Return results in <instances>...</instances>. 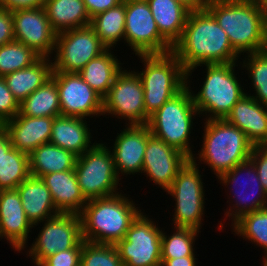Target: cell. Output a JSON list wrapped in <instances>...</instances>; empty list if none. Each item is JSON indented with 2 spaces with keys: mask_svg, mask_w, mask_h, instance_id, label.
Listing matches in <instances>:
<instances>
[{
  "mask_svg": "<svg viewBox=\"0 0 267 266\" xmlns=\"http://www.w3.org/2000/svg\"><path fill=\"white\" fill-rule=\"evenodd\" d=\"M171 52L186 71V80L197 66L233 63L240 57L232 48L227 34L207 9L189 13L182 35Z\"/></svg>",
  "mask_w": 267,
  "mask_h": 266,
  "instance_id": "cell-1",
  "label": "cell"
},
{
  "mask_svg": "<svg viewBox=\"0 0 267 266\" xmlns=\"http://www.w3.org/2000/svg\"><path fill=\"white\" fill-rule=\"evenodd\" d=\"M125 195L121 192L88 200L79 214L85 241L116 245L125 238L131 223L142 211Z\"/></svg>",
  "mask_w": 267,
  "mask_h": 266,
  "instance_id": "cell-2",
  "label": "cell"
},
{
  "mask_svg": "<svg viewBox=\"0 0 267 266\" xmlns=\"http://www.w3.org/2000/svg\"><path fill=\"white\" fill-rule=\"evenodd\" d=\"M206 9L213 15L240 54L263 51L266 41L265 14L256 3L210 0Z\"/></svg>",
  "mask_w": 267,
  "mask_h": 266,
  "instance_id": "cell-3",
  "label": "cell"
},
{
  "mask_svg": "<svg viewBox=\"0 0 267 266\" xmlns=\"http://www.w3.org/2000/svg\"><path fill=\"white\" fill-rule=\"evenodd\" d=\"M202 148L191 158L204 162L218 178L237 164L250 159L254 145L246 134L225 119L204 120Z\"/></svg>",
  "mask_w": 267,
  "mask_h": 266,
  "instance_id": "cell-4",
  "label": "cell"
},
{
  "mask_svg": "<svg viewBox=\"0 0 267 266\" xmlns=\"http://www.w3.org/2000/svg\"><path fill=\"white\" fill-rule=\"evenodd\" d=\"M190 81L186 86L165 102L149 118L148 126L155 137L182 151L190 159L195 156L190 146L194 117L199 115L191 94Z\"/></svg>",
  "mask_w": 267,
  "mask_h": 266,
  "instance_id": "cell-5",
  "label": "cell"
},
{
  "mask_svg": "<svg viewBox=\"0 0 267 266\" xmlns=\"http://www.w3.org/2000/svg\"><path fill=\"white\" fill-rule=\"evenodd\" d=\"M236 64L237 62L202 64L206 67L202 88L196 94L191 90L199 117L205 114L206 120L225 119L233 106L246 94L236 77Z\"/></svg>",
  "mask_w": 267,
  "mask_h": 266,
  "instance_id": "cell-6",
  "label": "cell"
},
{
  "mask_svg": "<svg viewBox=\"0 0 267 266\" xmlns=\"http://www.w3.org/2000/svg\"><path fill=\"white\" fill-rule=\"evenodd\" d=\"M144 64L139 75L144 89L145 112L150 117L186 86V71L172 53L137 55Z\"/></svg>",
  "mask_w": 267,
  "mask_h": 266,
  "instance_id": "cell-7",
  "label": "cell"
},
{
  "mask_svg": "<svg viewBox=\"0 0 267 266\" xmlns=\"http://www.w3.org/2000/svg\"><path fill=\"white\" fill-rule=\"evenodd\" d=\"M111 147L95 143L88 151L78 156L75 173L85 199L92 200L119 193V177L115 170Z\"/></svg>",
  "mask_w": 267,
  "mask_h": 266,
  "instance_id": "cell-8",
  "label": "cell"
},
{
  "mask_svg": "<svg viewBox=\"0 0 267 266\" xmlns=\"http://www.w3.org/2000/svg\"><path fill=\"white\" fill-rule=\"evenodd\" d=\"M196 161L189 159L178 171L170 188L166 191L175 200L172 221L175 227L201 229L204 217L205 191Z\"/></svg>",
  "mask_w": 267,
  "mask_h": 266,
  "instance_id": "cell-9",
  "label": "cell"
},
{
  "mask_svg": "<svg viewBox=\"0 0 267 266\" xmlns=\"http://www.w3.org/2000/svg\"><path fill=\"white\" fill-rule=\"evenodd\" d=\"M140 212L115 246L125 266H161V233L153 219ZM154 222V223H153Z\"/></svg>",
  "mask_w": 267,
  "mask_h": 266,
  "instance_id": "cell-10",
  "label": "cell"
},
{
  "mask_svg": "<svg viewBox=\"0 0 267 266\" xmlns=\"http://www.w3.org/2000/svg\"><path fill=\"white\" fill-rule=\"evenodd\" d=\"M105 114L124 119L128 122L127 125L148 124L150 117L145 112L142 81L134 70L128 72L124 68L115 78L103 98V115Z\"/></svg>",
  "mask_w": 267,
  "mask_h": 266,
  "instance_id": "cell-11",
  "label": "cell"
},
{
  "mask_svg": "<svg viewBox=\"0 0 267 266\" xmlns=\"http://www.w3.org/2000/svg\"><path fill=\"white\" fill-rule=\"evenodd\" d=\"M124 41L135 55L165 54L172 46L160 35L146 0H125Z\"/></svg>",
  "mask_w": 267,
  "mask_h": 266,
  "instance_id": "cell-12",
  "label": "cell"
},
{
  "mask_svg": "<svg viewBox=\"0 0 267 266\" xmlns=\"http://www.w3.org/2000/svg\"><path fill=\"white\" fill-rule=\"evenodd\" d=\"M106 49L90 25L58 33L52 72L78 73Z\"/></svg>",
  "mask_w": 267,
  "mask_h": 266,
  "instance_id": "cell-13",
  "label": "cell"
},
{
  "mask_svg": "<svg viewBox=\"0 0 267 266\" xmlns=\"http://www.w3.org/2000/svg\"><path fill=\"white\" fill-rule=\"evenodd\" d=\"M28 254L34 265L39 266L47 257L59 251L75 248L82 240L81 218L78 214L59 213L43 221Z\"/></svg>",
  "mask_w": 267,
  "mask_h": 266,
  "instance_id": "cell-14",
  "label": "cell"
},
{
  "mask_svg": "<svg viewBox=\"0 0 267 266\" xmlns=\"http://www.w3.org/2000/svg\"><path fill=\"white\" fill-rule=\"evenodd\" d=\"M241 177L243 181H241ZM218 180L221 181L220 183H222L223 186L227 185L228 187L230 184L229 186L231 187L229 190H231L232 196L230 197H232L231 199H233L235 203L231 204L233 206L229 207L228 210L226 209L225 213V216L227 218L229 217V220L231 217V224L246 213L267 208V193L261 185L257 169L250 159L237 164L231 170L219 176ZM233 185L236 187H233ZM238 186L240 187L238 188ZM241 189L243 192H241Z\"/></svg>",
  "mask_w": 267,
  "mask_h": 266,
  "instance_id": "cell-15",
  "label": "cell"
},
{
  "mask_svg": "<svg viewBox=\"0 0 267 266\" xmlns=\"http://www.w3.org/2000/svg\"><path fill=\"white\" fill-rule=\"evenodd\" d=\"M51 78L58 88L61 115L85 119L103 115V98L78 73L52 72Z\"/></svg>",
  "mask_w": 267,
  "mask_h": 266,
  "instance_id": "cell-16",
  "label": "cell"
},
{
  "mask_svg": "<svg viewBox=\"0 0 267 266\" xmlns=\"http://www.w3.org/2000/svg\"><path fill=\"white\" fill-rule=\"evenodd\" d=\"M15 41L25 44L41 57H52L57 33L43 6L12 11Z\"/></svg>",
  "mask_w": 267,
  "mask_h": 266,
  "instance_id": "cell-17",
  "label": "cell"
},
{
  "mask_svg": "<svg viewBox=\"0 0 267 266\" xmlns=\"http://www.w3.org/2000/svg\"><path fill=\"white\" fill-rule=\"evenodd\" d=\"M190 158L182 151L155 137L148 129L142 173L165 192L170 188L178 171ZM146 173V174H145Z\"/></svg>",
  "mask_w": 267,
  "mask_h": 266,
  "instance_id": "cell-18",
  "label": "cell"
},
{
  "mask_svg": "<svg viewBox=\"0 0 267 266\" xmlns=\"http://www.w3.org/2000/svg\"><path fill=\"white\" fill-rule=\"evenodd\" d=\"M117 137L112 149L115 170L121 175L142 173L145 149L148 140L149 126L125 125Z\"/></svg>",
  "mask_w": 267,
  "mask_h": 266,
  "instance_id": "cell-19",
  "label": "cell"
},
{
  "mask_svg": "<svg viewBox=\"0 0 267 266\" xmlns=\"http://www.w3.org/2000/svg\"><path fill=\"white\" fill-rule=\"evenodd\" d=\"M32 228L17 189L0 190V238L20 253L26 248Z\"/></svg>",
  "mask_w": 267,
  "mask_h": 266,
  "instance_id": "cell-20",
  "label": "cell"
},
{
  "mask_svg": "<svg viewBox=\"0 0 267 266\" xmlns=\"http://www.w3.org/2000/svg\"><path fill=\"white\" fill-rule=\"evenodd\" d=\"M55 117H30L18 113L2 126L9 135L11 145L28 155L40 145L49 143Z\"/></svg>",
  "mask_w": 267,
  "mask_h": 266,
  "instance_id": "cell-21",
  "label": "cell"
},
{
  "mask_svg": "<svg viewBox=\"0 0 267 266\" xmlns=\"http://www.w3.org/2000/svg\"><path fill=\"white\" fill-rule=\"evenodd\" d=\"M242 130L254 145H267V106L246 94L233 106L225 118Z\"/></svg>",
  "mask_w": 267,
  "mask_h": 266,
  "instance_id": "cell-22",
  "label": "cell"
},
{
  "mask_svg": "<svg viewBox=\"0 0 267 266\" xmlns=\"http://www.w3.org/2000/svg\"><path fill=\"white\" fill-rule=\"evenodd\" d=\"M41 179L50 190L54 205L60 213L80 214L88 202L77 181L75 169L44 175Z\"/></svg>",
  "mask_w": 267,
  "mask_h": 266,
  "instance_id": "cell-23",
  "label": "cell"
},
{
  "mask_svg": "<svg viewBox=\"0 0 267 266\" xmlns=\"http://www.w3.org/2000/svg\"><path fill=\"white\" fill-rule=\"evenodd\" d=\"M16 189L33 228L60 213L54 205L50 190L41 178L30 175Z\"/></svg>",
  "mask_w": 267,
  "mask_h": 266,
  "instance_id": "cell-24",
  "label": "cell"
},
{
  "mask_svg": "<svg viewBox=\"0 0 267 266\" xmlns=\"http://www.w3.org/2000/svg\"><path fill=\"white\" fill-rule=\"evenodd\" d=\"M88 125L85 118L56 116L52 123L50 143L81 156L95 144L91 143L93 137Z\"/></svg>",
  "mask_w": 267,
  "mask_h": 266,
  "instance_id": "cell-25",
  "label": "cell"
},
{
  "mask_svg": "<svg viewBox=\"0 0 267 266\" xmlns=\"http://www.w3.org/2000/svg\"><path fill=\"white\" fill-rule=\"evenodd\" d=\"M160 35L173 47L180 39L190 11L176 0H146Z\"/></svg>",
  "mask_w": 267,
  "mask_h": 266,
  "instance_id": "cell-26",
  "label": "cell"
},
{
  "mask_svg": "<svg viewBox=\"0 0 267 266\" xmlns=\"http://www.w3.org/2000/svg\"><path fill=\"white\" fill-rule=\"evenodd\" d=\"M43 8L57 34L91 23L83 0H45Z\"/></svg>",
  "mask_w": 267,
  "mask_h": 266,
  "instance_id": "cell-27",
  "label": "cell"
},
{
  "mask_svg": "<svg viewBox=\"0 0 267 266\" xmlns=\"http://www.w3.org/2000/svg\"><path fill=\"white\" fill-rule=\"evenodd\" d=\"M111 49H106L99 56L90 60L78 72L82 79L102 98H104L113 85L117 75L124 69Z\"/></svg>",
  "mask_w": 267,
  "mask_h": 266,
  "instance_id": "cell-28",
  "label": "cell"
},
{
  "mask_svg": "<svg viewBox=\"0 0 267 266\" xmlns=\"http://www.w3.org/2000/svg\"><path fill=\"white\" fill-rule=\"evenodd\" d=\"M78 156L52 143H45L29 154L30 175H44L75 169Z\"/></svg>",
  "mask_w": 267,
  "mask_h": 266,
  "instance_id": "cell-29",
  "label": "cell"
},
{
  "mask_svg": "<svg viewBox=\"0 0 267 266\" xmlns=\"http://www.w3.org/2000/svg\"><path fill=\"white\" fill-rule=\"evenodd\" d=\"M53 71L50 57H41L32 66L4 76L9 90L19 103L51 78Z\"/></svg>",
  "mask_w": 267,
  "mask_h": 266,
  "instance_id": "cell-30",
  "label": "cell"
},
{
  "mask_svg": "<svg viewBox=\"0 0 267 266\" xmlns=\"http://www.w3.org/2000/svg\"><path fill=\"white\" fill-rule=\"evenodd\" d=\"M19 113L30 117H56L61 115L56 82L50 78L20 103Z\"/></svg>",
  "mask_w": 267,
  "mask_h": 266,
  "instance_id": "cell-31",
  "label": "cell"
},
{
  "mask_svg": "<svg viewBox=\"0 0 267 266\" xmlns=\"http://www.w3.org/2000/svg\"><path fill=\"white\" fill-rule=\"evenodd\" d=\"M90 26L107 49L114 48L125 36V0L92 17Z\"/></svg>",
  "mask_w": 267,
  "mask_h": 266,
  "instance_id": "cell-32",
  "label": "cell"
},
{
  "mask_svg": "<svg viewBox=\"0 0 267 266\" xmlns=\"http://www.w3.org/2000/svg\"><path fill=\"white\" fill-rule=\"evenodd\" d=\"M233 232L242 236L243 240L251 241L265 252L263 266H267V208L246 213L232 225Z\"/></svg>",
  "mask_w": 267,
  "mask_h": 266,
  "instance_id": "cell-33",
  "label": "cell"
},
{
  "mask_svg": "<svg viewBox=\"0 0 267 266\" xmlns=\"http://www.w3.org/2000/svg\"><path fill=\"white\" fill-rule=\"evenodd\" d=\"M30 176L29 155L11 148L0 160V190L16 189Z\"/></svg>",
  "mask_w": 267,
  "mask_h": 266,
  "instance_id": "cell-34",
  "label": "cell"
},
{
  "mask_svg": "<svg viewBox=\"0 0 267 266\" xmlns=\"http://www.w3.org/2000/svg\"><path fill=\"white\" fill-rule=\"evenodd\" d=\"M174 229L172 235H166L164 230L161 233V259L196 256L194 244L201 231L182 227H174Z\"/></svg>",
  "mask_w": 267,
  "mask_h": 266,
  "instance_id": "cell-35",
  "label": "cell"
},
{
  "mask_svg": "<svg viewBox=\"0 0 267 266\" xmlns=\"http://www.w3.org/2000/svg\"><path fill=\"white\" fill-rule=\"evenodd\" d=\"M41 58L33 49L25 44L12 41L0 46V76L32 66Z\"/></svg>",
  "mask_w": 267,
  "mask_h": 266,
  "instance_id": "cell-36",
  "label": "cell"
},
{
  "mask_svg": "<svg viewBox=\"0 0 267 266\" xmlns=\"http://www.w3.org/2000/svg\"><path fill=\"white\" fill-rule=\"evenodd\" d=\"M244 59L241 67L248 71L246 73L251 78L252 89L255 91V95L251 97L267 106V54L264 51L247 53Z\"/></svg>",
  "mask_w": 267,
  "mask_h": 266,
  "instance_id": "cell-37",
  "label": "cell"
},
{
  "mask_svg": "<svg viewBox=\"0 0 267 266\" xmlns=\"http://www.w3.org/2000/svg\"><path fill=\"white\" fill-rule=\"evenodd\" d=\"M80 266H124L115 245L85 241Z\"/></svg>",
  "mask_w": 267,
  "mask_h": 266,
  "instance_id": "cell-38",
  "label": "cell"
},
{
  "mask_svg": "<svg viewBox=\"0 0 267 266\" xmlns=\"http://www.w3.org/2000/svg\"><path fill=\"white\" fill-rule=\"evenodd\" d=\"M20 110V103L9 90L4 77L0 76V125L13 119Z\"/></svg>",
  "mask_w": 267,
  "mask_h": 266,
  "instance_id": "cell-39",
  "label": "cell"
},
{
  "mask_svg": "<svg viewBox=\"0 0 267 266\" xmlns=\"http://www.w3.org/2000/svg\"><path fill=\"white\" fill-rule=\"evenodd\" d=\"M84 242L83 239L75 248L59 251L47 257L39 266H80V254Z\"/></svg>",
  "mask_w": 267,
  "mask_h": 266,
  "instance_id": "cell-40",
  "label": "cell"
},
{
  "mask_svg": "<svg viewBox=\"0 0 267 266\" xmlns=\"http://www.w3.org/2000/svg\"><path fill=\"white\" fill-rule=\"evenodd\" d=\"M250 160L257 169L259 181L267 193V145H256L253 147Z\"/></svg>",
  "mask_w": 267,
  "mask_h": 266,
  "instance_id": "cell-41",
  "label": "cell"
},
{
  "mask_svg": "<svg viewBox=\"0 0 267 266\" xmlns=\"http://www.w3.org/2000/svg\"><path fill=\"white\" fill-rule=\"evenodd\" d=\"M15 40L12 11L0 7V46Z\"/></svg>",
  "mask_w": 267,
  "mask_h": 266,
  "instance_id": "cell-42",
  "label": "cell"
},
{
  "mask_svg": "<svg viewBox=\"0 0 267 266\" xmlns=\"http://www.w3.org/2000/svg\"><path fill=\"white\" fill-rule=\"evenodd\" d=\"M123 0H83L90 18L117 6Z\"/></svg>",
  "mask_w": 267,
  "mask_h": 266,
  "instance_id": "cell-43",
  "label": "cell"
},
{
  "mask_svg": "<svg viewBox=\"0 0 267 266\" xmlns=\"http://www.w3.org/2000/svg\"><path fill=\"white\" fill-rule=\"evenodd\" d=\"M45 0H0V7L15 11L43 6Z\"/></svg>",
  "mask_w": 267,
  "mask_h": 266,
  "instance_id": "cell-44",
  "label": "cell"
},
{
  "mask_svg": "<svg viewBox=\"0 0 267 266\" xmlns=\"http://www.w3.org/2000/svg\"><path fill=\"white\" fill-rule=\"evenodd\" d=\"M195 256H185L174 259H161V266H197Z\"/></svg>",
  "mask_w": 267,
  "mask_h": 266,
  "instance_id": "cell-45",
  "label": "cell"
},
{
  "mask_svg": "<svg viewBox=\"0 0 267 266\" xmlns=\"http://www.w3.org/2000/svg\"><path fill=\"white\" fill-rule=\"evenodd\" d=\"M190 12L206 9L210 0H176Z\"/></svg>",
  "mask_w": 267,
  "mask_h": 266,
  "instance_id": "cell-46",
  "label": "cell"
},
{
  "mask_svg": "<svg viewBox=\"0 0 267 266\" xmlns=\"http://www.w3.org/2000/svg\"><path fill=\"white\" fill-rule=\"evenodd\" d=\"M12 147L8 133L5 128L0 125V160L4 153H7Z\"/></svg>",
  "mask_w": 267,
  "mask_h": 266,
  "instance_id": "cell-47",
  "label": "cell"
},
{
  "mask_svg": "<svg viewBox=\"0 0 267 266\" xmlns=\"http://www.w3.org/2000/svg\"><path fill=\"white\" fill-rule=\"evenodd\" d=\"M256 5L262 10L264 14L267 13V0H259Z\"/></svg>",
  "mask_w": 267,
  "mask_h": 266,
  "instance_id": "cell-48",
  "label": "cell"
},
{
  "mask_svg": "<svg viewBox=\"0 0 267 266\" xmlns=\"http://www.w3.org/2000/svg\"><path fill=\"white\" fill-rule=\"evenodd\" d=\"M235 2L257 3L259 0H232Z\"/></svg>",
  "mask_w": 267,
  "mask_h": 266,
  "instance_id": "cell-49",
  "label": "cell"
},
{
  "mask_svg": "<svg viewBox=\"0 0 267 266\" xmlns=\"http://www.w3.org/2000/svg\"><path fill=\"white\" fill-rule=\"evenodd\" d=\"M263 51L267 54V39L265 41Z\"/></svg>",
  "mask_w": 267,
  "mask_h": 266,
  "instance_id": "cell-50",
  "label": "cell"
},
{
  "mask_svg": "<svg viewBox=\"0 0 267 266\" xmlns=\"http://www.w3.org/2000/svg\"><path fill=\"white\" fill-rule=\"evenodd\" d=\"M265 23H266V38H267V13L265 14Z\"/></svg>",
  "mask_w": 267,
  "mask_h": 266,
  "instance_id": "cell-51",
  "label": "cell"
}]
</instances>
